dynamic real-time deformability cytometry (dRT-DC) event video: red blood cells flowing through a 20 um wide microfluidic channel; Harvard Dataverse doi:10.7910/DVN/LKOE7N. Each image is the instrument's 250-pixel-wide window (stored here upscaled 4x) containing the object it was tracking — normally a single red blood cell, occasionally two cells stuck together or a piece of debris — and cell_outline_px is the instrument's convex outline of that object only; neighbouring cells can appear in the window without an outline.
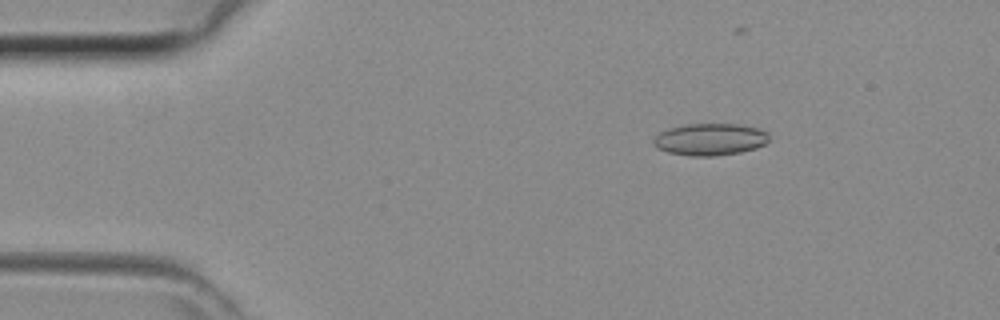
{"species": "common noctule bat (a hibernating species)", "species_latin": "Nyctalus noctula", "temperature_condition": "room temperature", "stored_images_in_passage": 29, "camera_frame_rate_fps": 3000, "um_per_image_px": 0.085, "animal": {"sex": "female", "body_mass_g": 29.2, "forearm_length_mm": 56.3}, "frame": {"image": 1, "passage_image": 2, "time_ms": 0.333, "image_size_px": [1000, 320], "cell_outline_px": [[768, 140], [764, 144], [756, 148], [740, 152], [712, 156], [692, 156], [668, 152], [660, 148], [652, 140], [660, 132], [668, 128], [684, 124], [740, 124], [760, 128], [768, 132]], "centroid_in_image_um": [60.39, 11.83], "position_along_channel_um": 24.6, "area_um2": 21.44}}
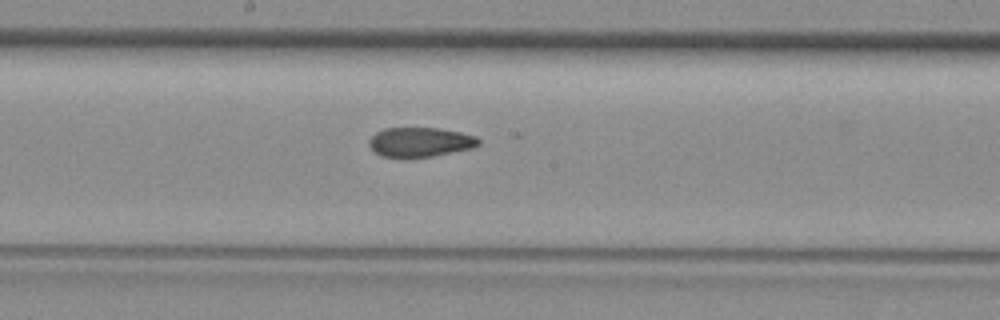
{"frame": {"image": 2, "passage_image": 18, "time_ms": 5.667, "image_size_px": [1000, 320], "cell_outline_px": [[480, 144], [472, 148], [432, 156], [380, 156], [368, 144], [368, 140], [376, 132], [388, 128], [440, 128], [460, 132], [476, 136], [480, 140]], "centroid_in_image_um": [35.73, 12.06], "position_along_channel_um": 212.5, "area_um2": 18.5}}
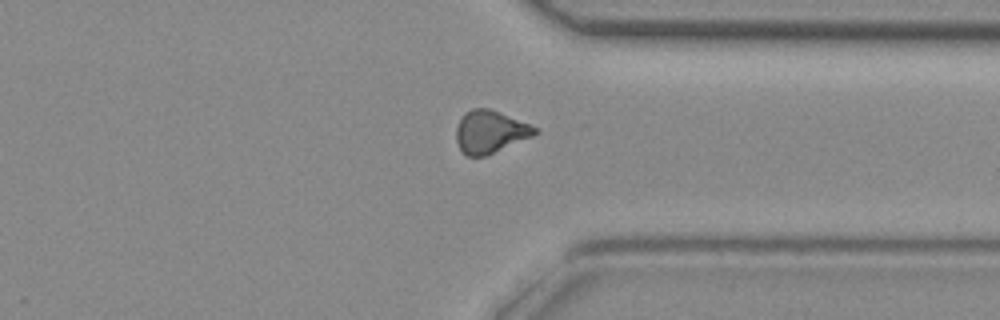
{"frame": {"image": 3, "passage_image": 28, "time_ms": 9.0, "image_size_px": [1000, 320], "cell_outline_px": [[536, 132], [532, 136], [484, 156], [468, 156], [460, 148], [456, 140], [456, 128], [464, 112], [472, 108], [488, 108], [500, 112], [528, 124], [536, 128]], "centroid_in_image_um": [41.61, 11.18], "position_along_channel_um": 369.8, "area_um2": 19.02}}